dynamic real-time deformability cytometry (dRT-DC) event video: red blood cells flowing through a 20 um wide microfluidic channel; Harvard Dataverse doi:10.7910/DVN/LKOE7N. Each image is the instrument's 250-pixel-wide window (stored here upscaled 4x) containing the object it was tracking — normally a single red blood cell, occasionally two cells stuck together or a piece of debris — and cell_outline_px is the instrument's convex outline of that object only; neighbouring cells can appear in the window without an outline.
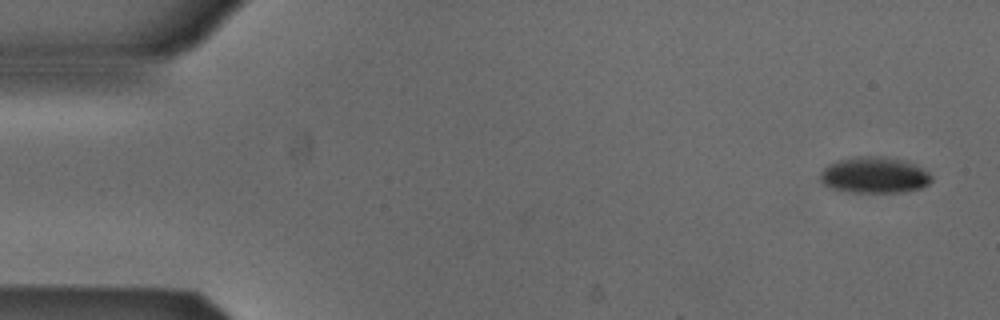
{"species": "Egyptian fruit bat (a non-hibernating species)", "species_latin": "Rousettus aegyptiacus", "temperature_condition": "cold", "stored_images_in_passage": 6, "camera_frame_rate_fps": 3000, "um_per_image_px": 0.085, "animal": {"sex": "male"}, "frame": {"image": 1, "passage_image": 1, "time_ms": 0.0, "image_size_px": [1000, 320], "cell_outline_px": [[932, 180], [928, 184], [920, 188], [904, 192], [848, 192], [828, 188], [820, 180], [820, 172], [828, 164], [840, 160], [856, 156], [872, 156], [908, 160], [916, 164], [928, 172], [932, 176]], "centroid_in_image_um": [74.32, 14.89], "position_along_channel_um": 10.7, "area_um2": 23.64}}
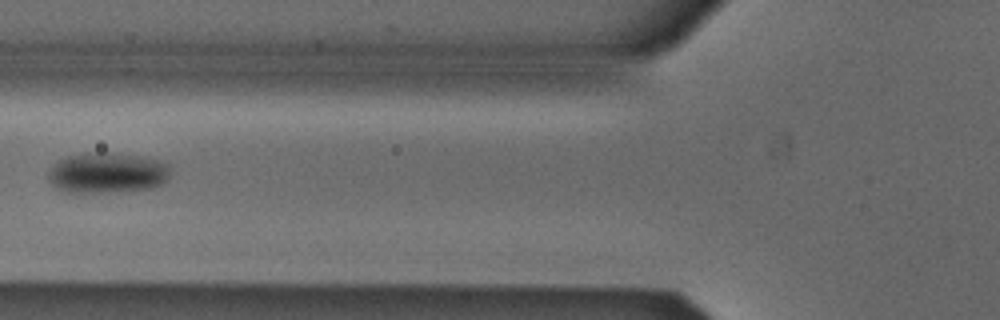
{"frame": {"image": 2, "passage_image": 5, "time_ms": 1.333, "image_size_px": [1000, 320], "cell_outline_px": [[172, 168], [168, 180], [164, 184], [152, 188], [84, 196], [64, 192], [56, 188], [52, 184], [48, 176], [48, 172], [60, 160], [68, 156], [88, 152], [108, 152], [140, 156], [160, 160], [168, 164]], "centroid_in_image_um": [9.14, 14.74], "position_along_channel_um": 116.7, "area_um2": 30.0}}
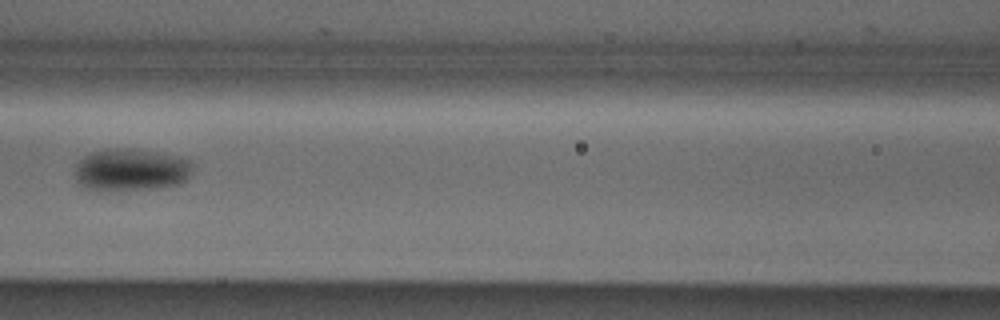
{"frame": {"image": 3, "passage_image": 6, "time_ms": 1.667, "image_size_px": [1000, 320], "cell_outline_px": [[192, 172], [188, 180], [180, 184], [156, 188], [100, 192], [84, 188], [76, 184], [72, 176], [76, 164], [84, 156], [92, 152], [116, 148], [132, 148], [192, 160]], "centroid_in_image_um": [11.06, 14.48], "position_along_channel_um": 155.5, "area_um2": 29.71}}